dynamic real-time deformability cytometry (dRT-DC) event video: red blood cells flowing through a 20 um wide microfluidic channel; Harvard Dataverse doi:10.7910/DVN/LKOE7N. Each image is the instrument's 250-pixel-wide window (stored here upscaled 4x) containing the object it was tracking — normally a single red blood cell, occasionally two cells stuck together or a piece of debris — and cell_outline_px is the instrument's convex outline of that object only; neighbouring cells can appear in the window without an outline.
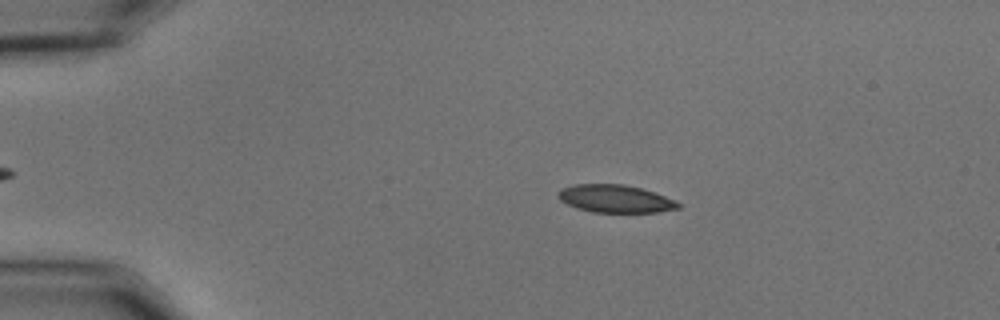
{"species": "common noctule bat (a hibernating species)", "species_latin": "Nyctalus noctula", "temperature_condition": "cold", "stored_images_in_passage": 56, "camera_frame_rate_fps": 3000, "um_per_image_px": 0.085, "animal": {"sex": "male", "body_mass_g": 15.6}, "frame": {"image": 1, "passage_image": 11, "time_ms": 3.333, "image_size_px": [1000, 320], "cell_outline_px": [[680, 208], [656, 212], [592, 212], [576, 208], [560, 200], [560, 192], [564, 188], [576, 184], [624, 184], [656, 192], [676, 200], [680, 204]], "centroid_in_image_um": [52.36, 16.89], "position_along_channel_um": 32.6, "area_um2": 19.25}}
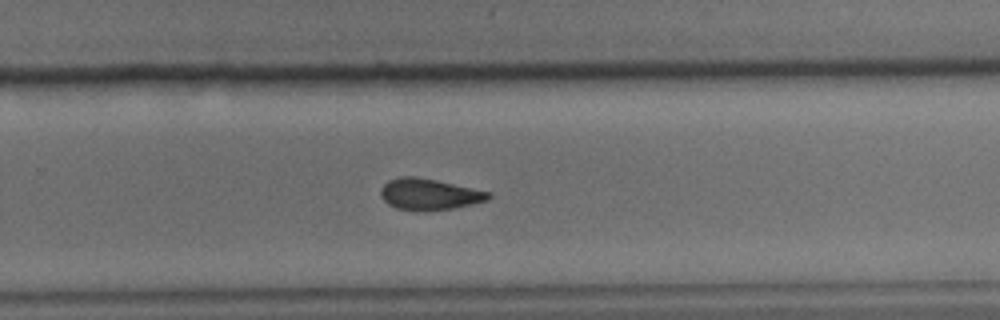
{"frame": {"image": 2, "passage_image": 37, "time_ms": 12.0, "image_size_px": [1000, 320], "cell_outline_px": [[492, 196], [488, 200], [472, 204], [452, 208], [424, 212], [416, 212], [396, 208], [388, 204], [380, 196], [380, 188], [388, 180], [400, 176], [416, 176], [436, 180], [492, 192]], "centroid_in_image_um": [36.46, 16.52], "position_along_channel_um": 293.3, "area_um2": 20.0}}
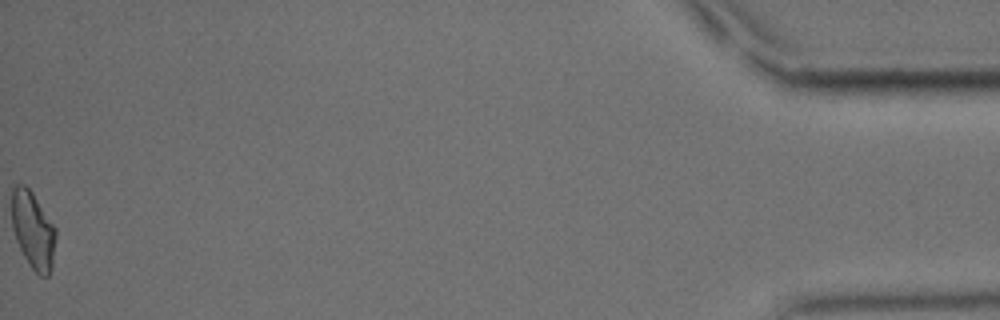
{"frame": {"image": 3, "passage_image": 56, "time_ms": 18.333, "image_size_px": [1000, 320], "cell_outline_px": [[56, 236], [52, 268], [48, 276], [40, 276], [32, 268], [24, 256], [16, 240], [12, 228], [12, 188], [16, 184], [24, 184], [32, 192], [56, 228]], "centroid_in_image_um": [2.81, 19.56], "position_along_channel_um": 432.4, "area_um2": 19.77}, "authors_computed_cell_mechanics": {"area_um2": 19.8832, "velocity_mm_per_s": 3.6276, "shape_relaxation_time_tau1_ms": 7.9541, "shape_relaxation_time_tau2_ms": 4.9779, "deformation_change_tau1": 0.1684, "deformation_change_tau2": 0.1056}}